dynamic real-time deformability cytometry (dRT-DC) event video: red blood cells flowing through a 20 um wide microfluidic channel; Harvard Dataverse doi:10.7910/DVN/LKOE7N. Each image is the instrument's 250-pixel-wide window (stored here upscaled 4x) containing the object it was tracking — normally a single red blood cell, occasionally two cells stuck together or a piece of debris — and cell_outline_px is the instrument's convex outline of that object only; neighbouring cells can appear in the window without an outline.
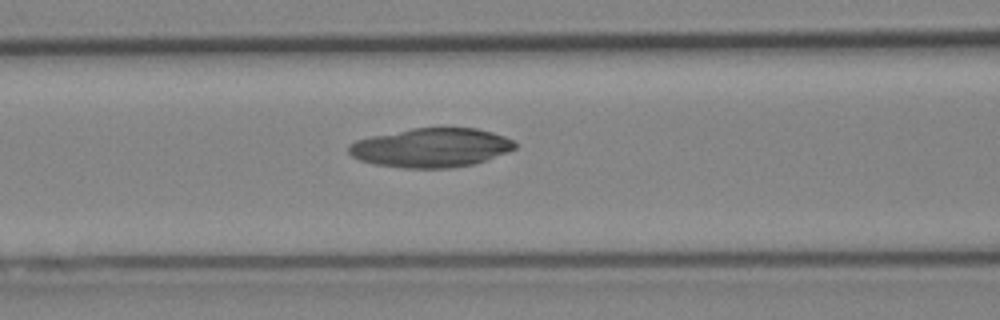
{"species": "Egyptian fruit bat (a non-hibernating species)", "species_latin": "Rousettus aegyptiacus", "temperature_condition": "cold", "stored_images_in_passage": 27, "camera_frame_rate_fps": 3000, "um_per_image_px": 0.085, "animal": {"sex": "female"}, "frame": {"image": 1, "passage_image": 7, "time_ms": 2.0, "image_size_px": [1000, 320], "cell_outline_px": [[516, 148], [508, 152], [472, 164], [452, 168], [404, 168], [376, 164], [360, 160], [352, 156], [348, 152], [348, 144], [356, 140], [372, 136], [412, 128], [476, 128], [492, 132], [504, 136], [512, 140], [516, 144]], "centroid_in_image_um": [36.63, 12.55], "position_along_channel_um": 130.0, "area_um2": 37.69}}
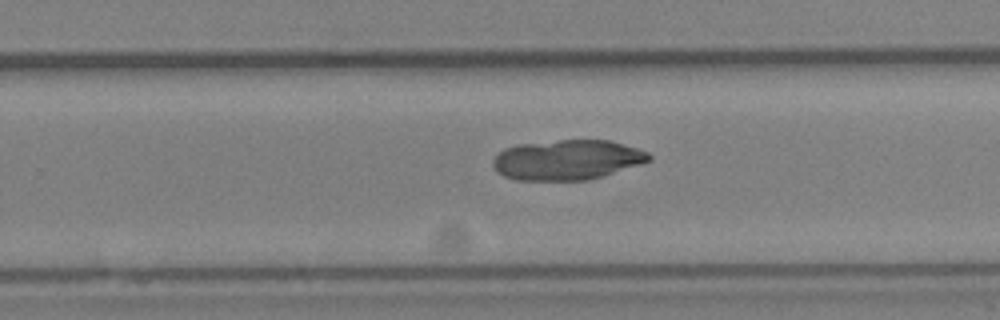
{"frame": {"image": 2, "passage_image": 18, "time_ms": 5.667, "image_size_px": [1000, 320], "cell_outline_px": [[652, 160], [640, 164], [588, 180], [516, 180], [504, 176], [496, 172], [492, 164], [492, 160], [504, 148], [516, 144], [560, 140], [608, 140], [636, 148], [648, 152], [652, 156]], "centroid_in_image_um": [48.17, 13.58], "position_along_channel_um": 281.6, "area_um2": 36.36}}
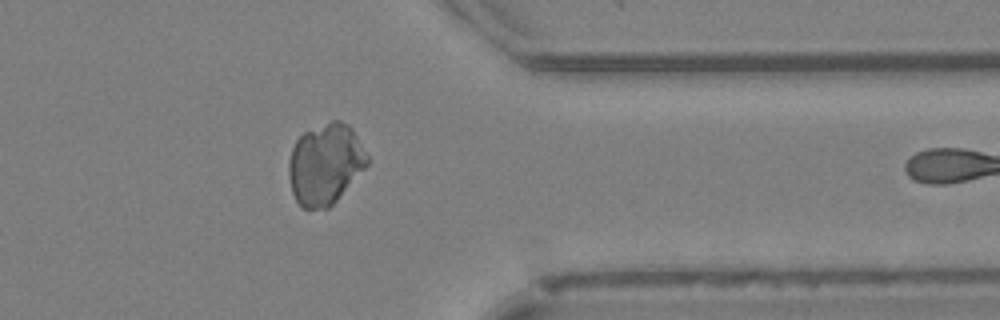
{"frame": {"image": 3, "passage_image": 26, "time_ms": 8.333, "image_size_px": [1000, 320], "cell_outline_px": [[368, 164], [336, 200], [328, 208], [300, 208], [292, 192], [288, 172], [288, 160], [292, 148], [296, 140], [304, 132], [332, 120], [340, 120], [348, 124], [352, 128], [368, 156]], "centroid_in_image_um": [27.63, 13.94], "position_along_channel_um": 383.8, "area_um2": 36.76}}